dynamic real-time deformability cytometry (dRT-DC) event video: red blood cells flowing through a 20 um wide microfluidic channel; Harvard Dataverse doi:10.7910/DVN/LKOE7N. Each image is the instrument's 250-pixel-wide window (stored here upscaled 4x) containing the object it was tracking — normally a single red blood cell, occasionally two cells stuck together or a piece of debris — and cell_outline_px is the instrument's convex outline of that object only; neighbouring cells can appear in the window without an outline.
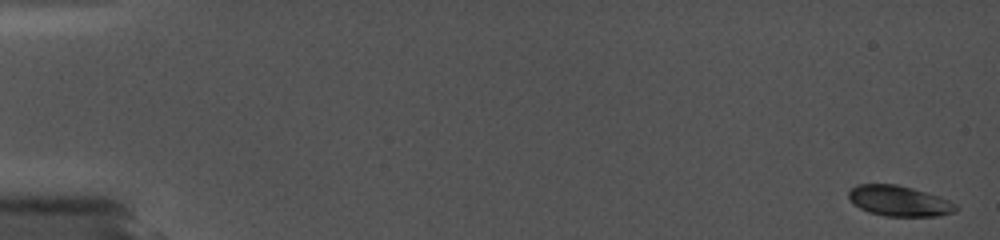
{"species": "common noctule bat (a hibernating species)", "species_latin": "Nyctalus noctula", "temperature_condition": "cold", "stored_images_in_passage": 25, "camera_frame_rate_fps": 5000, "um_per_image_px": 0.085, "animal": {"sex": "female", "body_mass_g": 19.0, "forearm_length_mm": 56.7}, "frame": {"image": 1, "passage_image": 1, "time_ms": 0.0, "image_size_px": [1000, 240], "cell_outline_px": [[960, 208], [956, 212], [940, 216], [884, 216], [868, 212], [860, 208], [848, 196], [848, 192], [856, 184], [896, 184], [912, 188], [948, 200], [956, 204]], "centroid_in_image_um": [76.45, 17.09], "position_along_channel_um": 8.6, "area_um2": 18.96}}
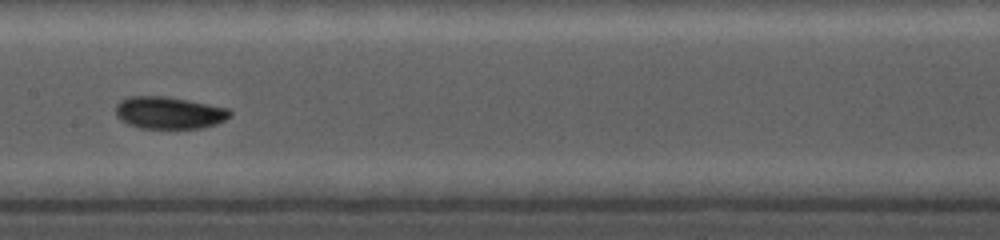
{"frame": {"image": 2, "passage_image": 15, "time_ms": 9.4, "image_size_px": [1000, 240], "cell_outline_px": [[232, 116], [216, 124], [200, 128], [140, 128], [128, 124], [120, 120], [116, 116], [116, 104], [120, 100], [128, 96], [164, 96], [188, 100], [228, 108], [232, 112]], "centroid_in_image_um": [14.35, 9.58], "position_along_channel_um": 193.0, "area_um2": 21.5}}
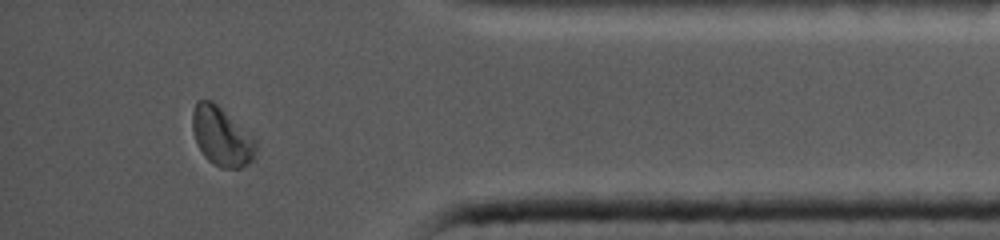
{"frame": {"image": 3, "passage_image": 24, "time_ms": 15.6, "image_size_px": [1000, 240], "cell_outline_px": [[256, 156], [252, 160], [240, 168], [220, 168], [208, 160], [204, 156], [196, 140], [192, 128], [192, 112], [196, 100], [212, 100], [252, 136], [256, 140]], "centroid_in_image_um": [18.83, 11.6], "position_along_channel_um": 416.4, "area_um2": 21.56}}